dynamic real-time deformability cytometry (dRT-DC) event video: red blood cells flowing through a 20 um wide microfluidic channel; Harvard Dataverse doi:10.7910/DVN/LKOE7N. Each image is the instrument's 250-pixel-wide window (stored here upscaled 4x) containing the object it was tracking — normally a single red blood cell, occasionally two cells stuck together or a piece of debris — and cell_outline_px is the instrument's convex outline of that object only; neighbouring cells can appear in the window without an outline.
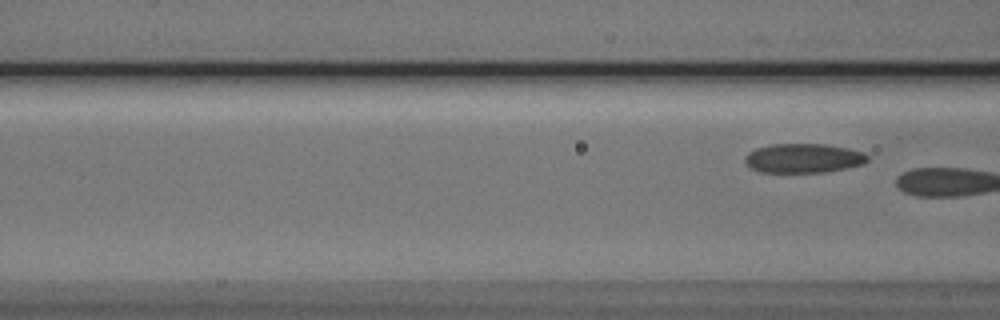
{"species": "Egyptian fruit bat (a non-hibernating species)", "species_latin": "Rousettus aegyptiacus", "temperature_condition": "cold", "stored_images_in_passage": 5, "segment_of_instrument_passage": [2, 2], "camera_frame_rate_fps": 3000, "um_per_image_px": 0.085, "animal": {"sex": "male"}, "frame": {"image": 1, "passage_image": 5, "time_ms": 4.667, "image_size_px": [1000, 320], "cell_outline_px": [[868, 160], [864, 164], [824, 172], [760, 172], [752, 168], [744, 160], [744, 156], [748, 152], [756, 148], [772, 144], [824, 144], [848, 148], [864, 152], [868, 156]], "centroid_in_image_um": [68.29, 13.44], "position_along_channel_um": 98.3, "area_um2": 20.87}}